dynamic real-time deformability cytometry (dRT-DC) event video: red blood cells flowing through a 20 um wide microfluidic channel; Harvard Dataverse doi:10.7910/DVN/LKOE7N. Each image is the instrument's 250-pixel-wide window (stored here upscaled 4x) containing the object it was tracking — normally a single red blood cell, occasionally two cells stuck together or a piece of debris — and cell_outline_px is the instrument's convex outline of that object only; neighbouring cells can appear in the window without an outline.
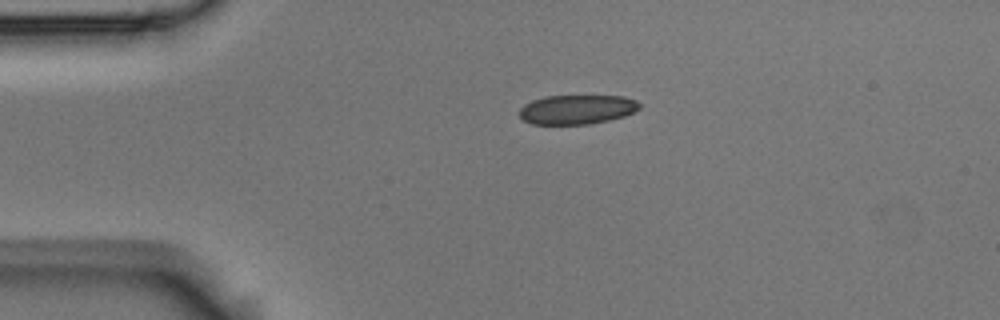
{"species": "Egyptian fruit bat (a non-hibernating species)", "species_latin": "Rousettus aegyptiacus", "temperature_condition": "room temperature", "stored_images_in_passage": 2, "camera_frame_rate_fps": 3000, "um_per_image_px": 0.085, "animal": {"sex": "male"}, "frame": {"image": 1, "passage_image": 1, "time_ms": 0.0, "image_size_px": [1000, 320], "cell_outline_px": [[644, 104], [640, 108], [624, 116], [608, 120], [588, 124], [532, 124], [524, 120], [520, 116], [520, 108], [524, 104], [532, 100], [544, 96], [624, 96], [636, 100]], "centroid_in_image_um": [49.06, 9.29], "position_along_channel_um": 35.9, "area_um2": 20.58}}